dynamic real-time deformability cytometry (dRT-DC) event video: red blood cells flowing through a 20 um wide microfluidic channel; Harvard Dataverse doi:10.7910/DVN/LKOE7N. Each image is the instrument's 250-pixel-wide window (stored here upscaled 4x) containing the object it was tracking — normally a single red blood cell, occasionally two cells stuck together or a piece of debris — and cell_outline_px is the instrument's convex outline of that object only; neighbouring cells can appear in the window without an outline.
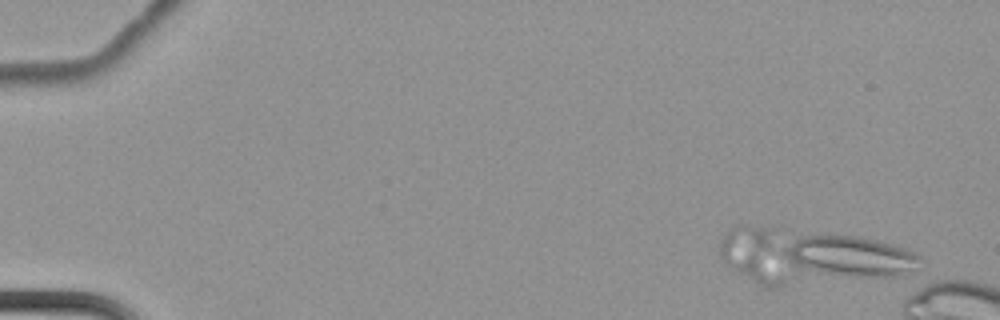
{"species": "common noctule bat (a hibernating species)", "species_latin": "Nyctalus noctula", "temperature_condition": "cold", "stored_images_in_passage": 7, "camera_frame_rate_fps": 3000, "um_per_image_px": 0.085, "animal": {"sex": "female", "body_mass_g": 22.7, "forearm_length_mm": 54.2}, "frame": {"image": 1, "passage_image": 2, "time_ms": 0.333, "image_size_px": [1000, 320], "cell_outline_px": [[920, 260], [912, 268], [900, 276], [856, 276], [792, 272], [784, 256], [784, 228], [788, 228], [856, 236], [876, 240], [908, 248], [916, 252], [920, 256]], "centroid_in_image_um": [71.83, 21.66], "position_along_channel_um": 13.2, "area_um2": 35.37}}